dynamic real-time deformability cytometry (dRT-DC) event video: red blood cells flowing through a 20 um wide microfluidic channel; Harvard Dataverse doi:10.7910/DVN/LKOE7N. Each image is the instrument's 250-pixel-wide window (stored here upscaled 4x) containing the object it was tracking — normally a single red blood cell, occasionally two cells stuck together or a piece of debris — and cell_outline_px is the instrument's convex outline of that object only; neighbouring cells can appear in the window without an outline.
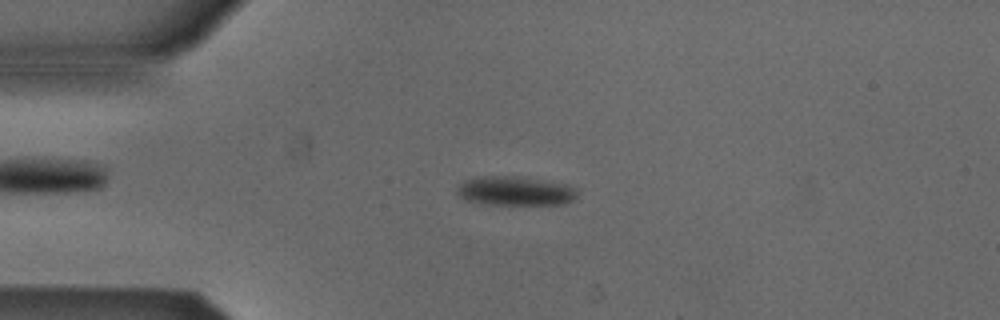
{"species": "Egyptian fruit bat (a non-hibernating species)", "species_latin": "Rousettus aegyptiacus", "temperature_condition": "cold", "stored_images_in_passage": 50, "camera_frame_rate_fps": 3000, "um_per_image_px": 0.085, "animal": {"sex": "male"}, "frame": {"image": 1, "passage_image": 10, "time_ms": 3.0, "image_size_px": [1000, 320], "cell_outline_px": [[576, 196], [572, 200], [564, 204], [488, 204], [468, 200], [460, 196], [456, 192], [456, 188], [464, 180], [480, 176], [512, 176], [568, 184], [576, 188]], "centroid_in_image_um": [43.78, 16.22], "position_along_channel_um": 41.2, "area_um2": 20.17}}
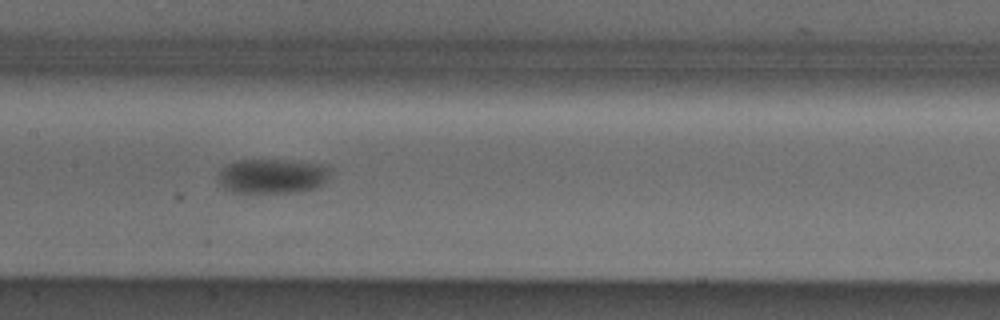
{"frame": {"image": 2, "passage_image": 23, "time_ms": 7.333, "image_size_px": [1000, 320], "cell_outline_px": [[332, 168], [328, 180], [316, 188], [296, 192], [232, 192], [224, 188], [216, 180], [220, 168], [236, 160], [284, 160], [328, 164]], "centroid_in_image_um": [23.17, 14.95], "position_along_channel_um": 184.2, "area_um2": 23.06}}
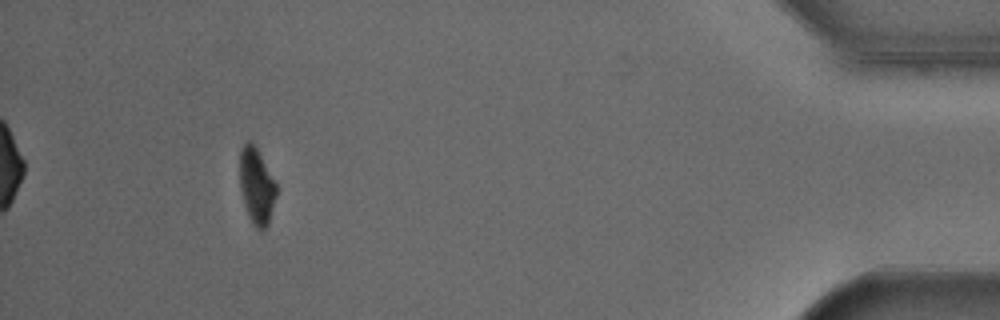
{"frame": {"image": 3, "passage_image": 46, "time_ms": 15.0, "image_size_px": [1000, 320], "cell_outline_px": [[276, 196], [268, 224], [260, 232], [252, 224], [248, 216], [244, 204], [240, 188], [240, 152], [244, 144], [248, 140], [252, 140], [276, 180]], "centroid_in_image_um": [21.81, 15.8], "position_along_channel_um": 413.4, "area_um2": 16.42}, "authors_computed_cell_mechanics": {"area_um2": 19.7676, "velocity_mm_per_s": 3.8674, "shape_relaxation_time_tau1_ms": 1.6117, "shape_relaxation_time_tau2_ms": null, "deformation_change_tau1": 0.0523, "deformation_change_tau2": null}}